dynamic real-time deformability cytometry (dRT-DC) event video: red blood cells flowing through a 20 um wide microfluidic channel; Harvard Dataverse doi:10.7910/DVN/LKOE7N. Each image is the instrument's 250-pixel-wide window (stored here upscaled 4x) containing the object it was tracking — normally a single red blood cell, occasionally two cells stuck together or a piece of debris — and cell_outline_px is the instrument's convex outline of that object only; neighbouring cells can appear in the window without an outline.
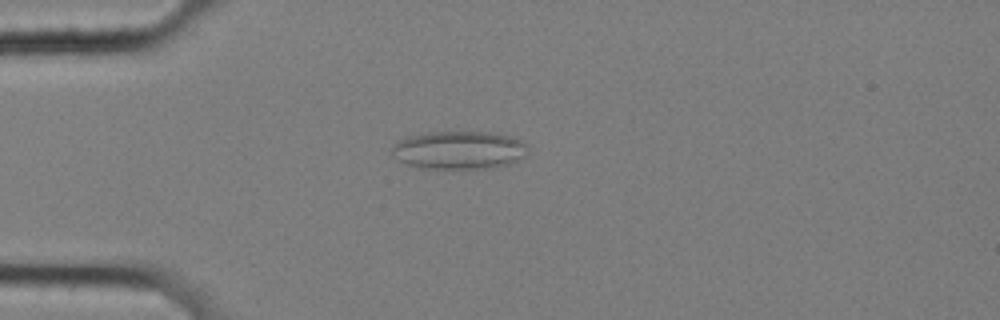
{"species": "common noctule bat (a hibernating species)", "species_latin": "Nyctalus noctula", "temperature_condition": "cold", "stored_images_in_passage": 47, "camera_frame_rate_fps": 3000, "um_per_image_px": 0.085, "animal": {"sex": "female", "body_mass_g": 25.1}, "frame": {"image": 1, "passage_image": 5, "time_ms": 1.333, "image_size_px": [1000, 320], "cell_outline_px": [[528, 152], [520, 160], [496, 168], [420, 168], [408, 164], [392, 156], [392, 148], [400, 140], [408, 136], [428, 132], [496, 132], [512, 136], [528, 144]], "centroid_in_image_um": [39.08, 12.75], "position_along_channel_um": 45.9, "area_um2": 30.4}}
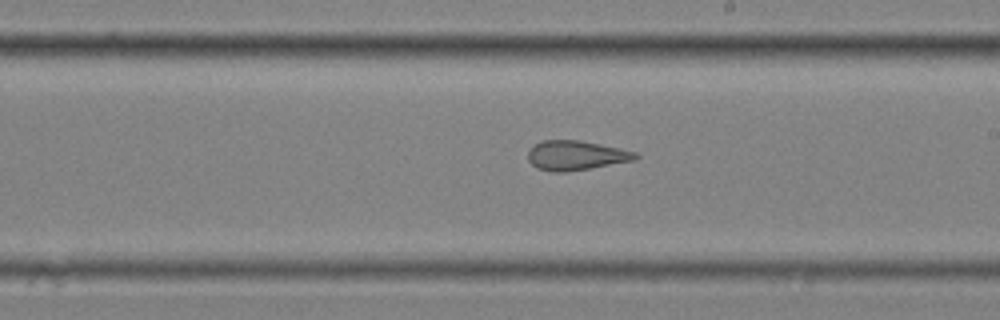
{"frame": {"image": 2, "passage_image": 23, "time_ms": 7.333, "image_size_px": [1000, 320], "cell_outline_px": [[640, 156], [636, 160], [564, 172], [552, 172], [536, 168], [528, 160], [528, 152], [536, 144], [544, 140], [580, 140], [620, 148], [636, 152]], "centroid_in_image_um": [48.97, 13.21], "position_along_channel_um": 240.0, "area_um2": 18.38}}
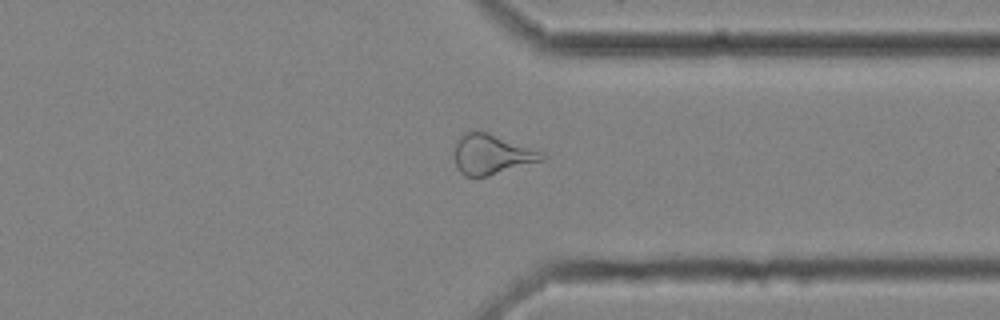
{"frame": {"image": 3, "passage_image": 34, "time_ms": 11.0, "image_size_px": [1000, 320], "cell_outline_px": [[548, 156], [544, 160], [488, 176], [464, 176], [456, 168], [456, 140], [464, 132], [488, 132], [544, 152]], "centroid_in_image_um": [41.83, 13.12], "position_along_channel_um": 369.6, "area_um2": 20.35}, "authors_computed_cell_mechanics": {"area_um2": 21.6172, "velocity_mm_per_s": 3.5347, "shape_relaxation_time_tau1_ms": null, "shape_relaxation_time_tau2_ms": 2.3444, "deformation_change_tau1": null, "deformation_change_tau2": 0.1202}}